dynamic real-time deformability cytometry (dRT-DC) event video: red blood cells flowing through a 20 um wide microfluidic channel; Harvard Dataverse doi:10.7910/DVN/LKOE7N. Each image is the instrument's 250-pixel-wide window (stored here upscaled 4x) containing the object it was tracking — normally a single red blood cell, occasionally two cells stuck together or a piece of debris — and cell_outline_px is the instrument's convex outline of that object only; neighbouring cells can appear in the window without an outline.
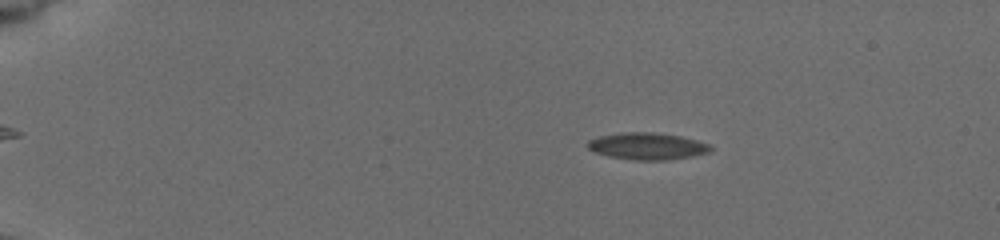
{"species": "common noctule bat (a hibernating species)", "species_latin": "Nyctalus noctula", "temperature_condition": "cold", "stored_images_in_passage": 56, "camera_frame_rate_fps": 3000, "um_per_image_px": 0.085, "animal": {"sex": "female", "body_mass_g": 19.5, "forearm_length_mm": 54.1}, "frame": {"image": 1, "passage_image": 11, "time_ms": 3.333, "image_size_px": [1000, 240], "cell_outline_px": [[712, 148], [708, 152], [668, 160], [632, 160], [608, 156], [596, 152], [588, 148], [588, 140], [600, 136], [624, 132], [652, 132], [680, 136], [696, 140], [708, 144]], "centroid_in_image_um": [54.98, 12.42], "position_along_channel_um": 30.0, "area_um2": 18.96}}
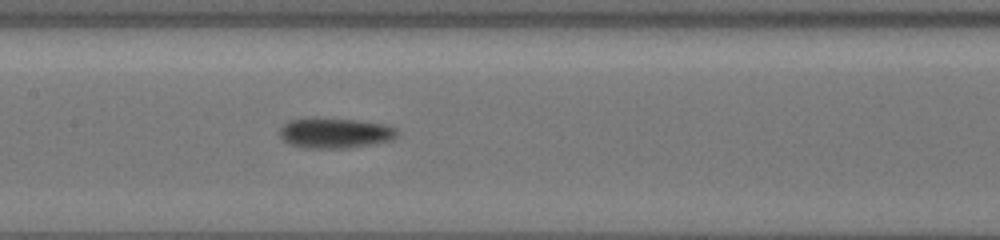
{"frame": {"image": 2, "passage_image": 30, "time_ms": 9.667, "image_size_px": [1000, 240], "cell_outline_px": [[400, 132], [392, 140], [372, 144], [348, 148], [304, 148], [292, 144], [284, 140], [280, 136], [280, 128], [288, 120], [320, 116], [356, 120], [384, 124], [396, 128]], "centroid_in_image_um": [28.48, 11.28], "position_along_channel_um": 178.9, "area_um2": 21.1}}
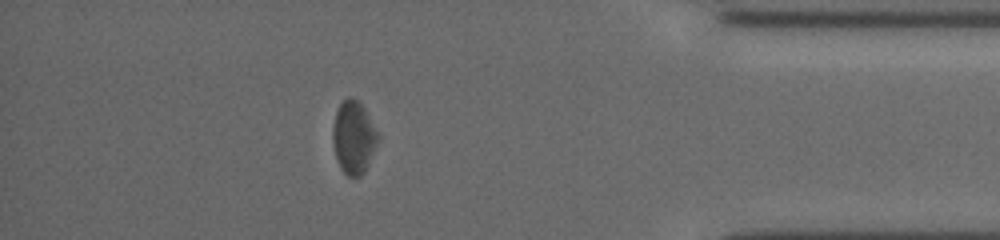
{"frame": {"image": 3, "passage_image": 50, "time_ms": 16.333, "image_size_px": [1000, 240], "cell_outline_px": [[380, 140], [364, 172], [360, 176], [348, 176], [340, 168], [332, 144], [332, 128], [336, 112], [340, 104], [348, 96], [352, 96], [360, 100], [380, 136]], "centroid_in_image_um": [30.07, 11.65], "position_along_channel_um": 405.1, "area_um2": 19.42}, "authors_computed_cell_mechanics": {"area_um2": 19.4497, "velocity_mm_per_s": 3.8153, "shape_relaxation_time_tau1_ms": 3.3029, "shape_relaxation_time_tau2_ms": null, "deformation_change_tau1": 0.0752, "deformation_change_tau2": null}}